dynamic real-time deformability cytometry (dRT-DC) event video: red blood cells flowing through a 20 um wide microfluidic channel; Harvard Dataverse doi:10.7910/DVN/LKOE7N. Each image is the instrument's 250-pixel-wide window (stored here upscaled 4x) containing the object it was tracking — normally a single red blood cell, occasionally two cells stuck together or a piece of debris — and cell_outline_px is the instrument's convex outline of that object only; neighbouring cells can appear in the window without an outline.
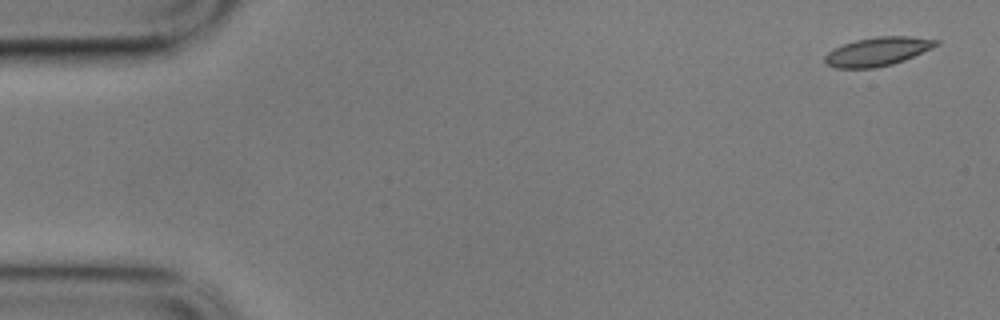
{"species": "common noctule bat (a hibernating species)", "species_latin": "Nyctalus noctula", "temperature_condition": "cold", "stored_images_in_passage": 4, "camera_frame_rate_fps": 3000, "um_per_image_px": 0.085, "animal": {"sex": "male", "body_mass_g": 17.9}, "frame": {"image": 1, "passage_image": 1, "time_ms": 0.0, "image_size_px": [1000, 320], "cell_outline_px": [[940, 44], [932, 48], [904, 60], [892, 64], [876, 68], [836, 68], [828, 64], [824, 60], [824, 56], [828, 52], [844, 44], [856, 40], [876, 36], [912, 36], [940, 40]], "centroid_in_image_um": [74.63, 4.37], "position_along_channel_um": 10.4, "area_um2": 18.55}}